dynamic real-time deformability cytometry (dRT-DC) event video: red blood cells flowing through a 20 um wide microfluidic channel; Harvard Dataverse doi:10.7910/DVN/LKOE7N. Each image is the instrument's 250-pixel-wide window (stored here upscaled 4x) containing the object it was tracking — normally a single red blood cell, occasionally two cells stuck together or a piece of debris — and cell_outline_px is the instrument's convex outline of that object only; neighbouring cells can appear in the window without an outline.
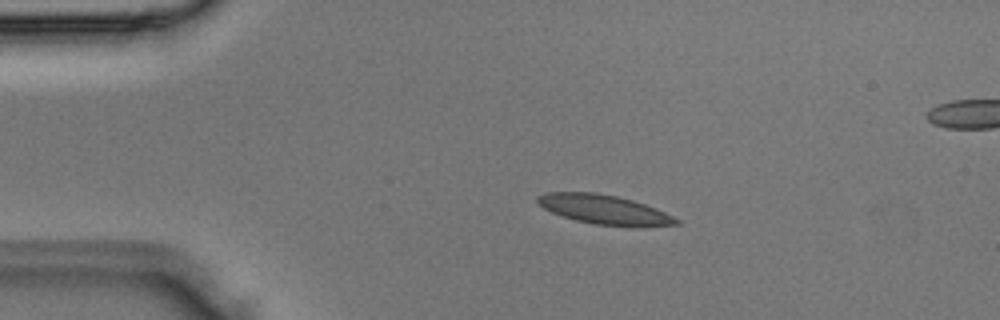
{"species": "Egyptian fruit bat (a non-hibernating species)", "species_latin": "Rousettus aegyptiacus", "temperature_condition": "room temperature", "stored_images_in_passage": 2, "segment_of_instrument_passage": [1, 2], "camera_frame_rate_fps": 3000, "um_per_image_px": 0.085, "animal": {"sex": "male"}, "frame": {"image": 1, "passage_image": 1, "time_ms": 0.0, "image_size_px": [1000, 320], "cell_outline_px": [[680, 224], [640, 228], [636, 228], [596, 224], [576, 220], [552, 212], [544, 208], [536, 200], [536, 196], [548, 192], [596, 192], [616, 196], [632, 200], [656, 208], [680, 220]], "centroid_in_image_um": [51.42, 17.83], "position_along_channel_um": 33.6, "area_um2": 23.87}}